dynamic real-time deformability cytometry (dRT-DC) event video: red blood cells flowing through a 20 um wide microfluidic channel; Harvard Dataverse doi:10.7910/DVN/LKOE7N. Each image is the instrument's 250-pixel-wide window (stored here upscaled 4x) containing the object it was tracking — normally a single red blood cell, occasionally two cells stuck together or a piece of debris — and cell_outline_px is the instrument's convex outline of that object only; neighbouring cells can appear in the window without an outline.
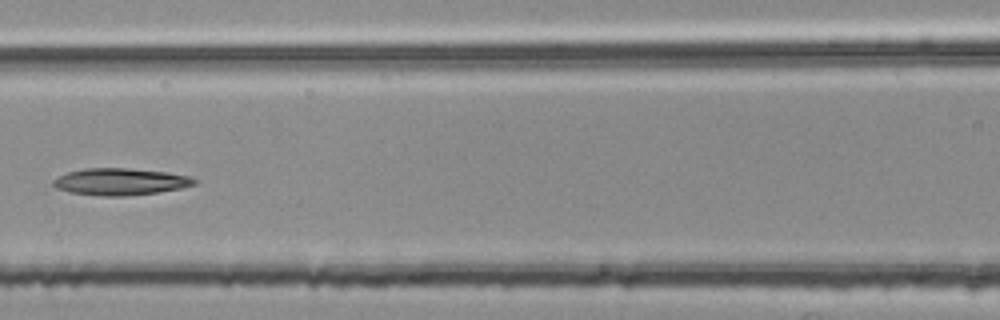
{"species": "common noctule bat (a hibernating species)", "species_latin": "Nyctalus noctula", "temperature_condition": "room temperature", "stored_images_in_passage": 4, "camera_frame_rate_fps": 3000, "um_per_image_px": 0.085, "animal": {"sex": "female", "body_mass_g": 25.1}, "frame": {"image": 1, "passage_image": 3, "time_ms": 0.667, "image_size_px": [1000, 320], "cell_outline_px": [[196, 184], [180, 188], [156, 192], [128, 196], [100, 196], [68, 192], [56, 188], [52, 184], [52, 180], [68, 172], [84, 168], [128, 168], [168, 172], [188, 176], [196, 180]], "centroid_in_image_um": [10.19, 15.44], "position_along_channel_um": 156.4, "area_um2": 22.08}}
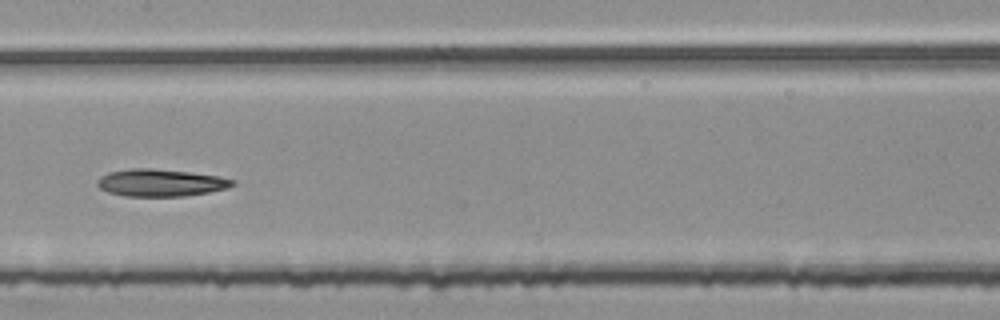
{"frame": {"image": 2, "passage_image": 4, "time_ms": 1.0, "image_size_px": [1000, 320], "cell_outline_px": [[236, 184], [228, 188], [208, 192], [184, 196], [124, 196], [108, 192], [100, 188], [96, 184], [96, 180], [100, 176], [108, 172], [132, 168], [152, 168], [192, 172], [220, 176], [236, 180]], "centroid_in_image_um": [13.66, 15.52], "position_along_channel_um": 193.7, "area_um2": 21.73}}